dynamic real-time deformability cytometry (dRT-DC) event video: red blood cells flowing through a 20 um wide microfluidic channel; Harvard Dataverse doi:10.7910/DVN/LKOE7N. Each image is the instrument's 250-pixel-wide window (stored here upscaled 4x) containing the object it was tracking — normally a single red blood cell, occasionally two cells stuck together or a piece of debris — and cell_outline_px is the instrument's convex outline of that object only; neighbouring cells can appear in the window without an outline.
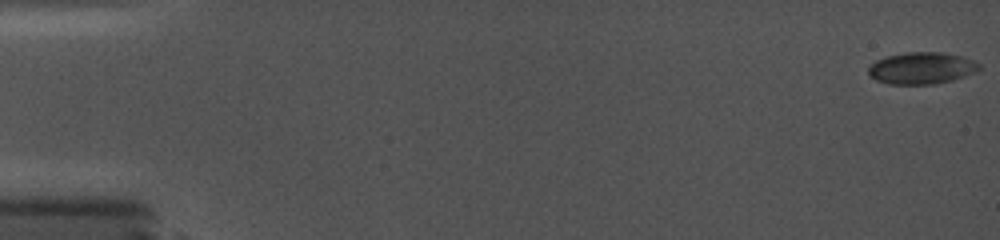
{"species": "common noctule bat (a hibernating species)", "species_latin": "Nyctalus noctula", "temperature_condition": "cold", "stored_images_in_passage": 61, "camera_frame_rate_fps": 5000, "um_per_image_px": 0.085, "animal": {"sex": "female", "body_mass_g": 19.0, "forearm_length_mm": 56.7}, "frame": {"image": 1, "passage_image": 1, "time_ms": 0.0, "image_size_px": [1000, 240], "cell_outline_px": [[980, 68], [976, 72], [952, 80], [936, 84], [888, 84], [876, 80], [868, 72], [868, 68], [876, 60], [888, 56], [904, 52], [940, 52], [964, 56], [980, 64]], "centroid_in_image_um": [78.36, 5.79], "position_along_channel_um": 6.6, "area_um2": 20.52}}
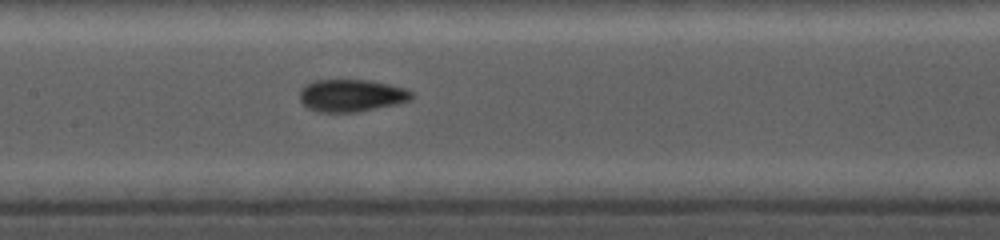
{"frame": {"image": 2, "passage_image": 36, "time_ms": 8.8, "image_size_px": [1000, 240], "cell_outline_px": [[412, 96], [408, 100], [396, 104], [356, 112], [320, 112], [308, 108], [300, 100], [300, 88], [304, 84], [316, 80], [368, 80], [388, 84], [404, 88], [412, 92]], "centroid_in_image_um": [29.82, 8.11], "position_along_channel_um": 177.6, "area_um2": 20.92}}
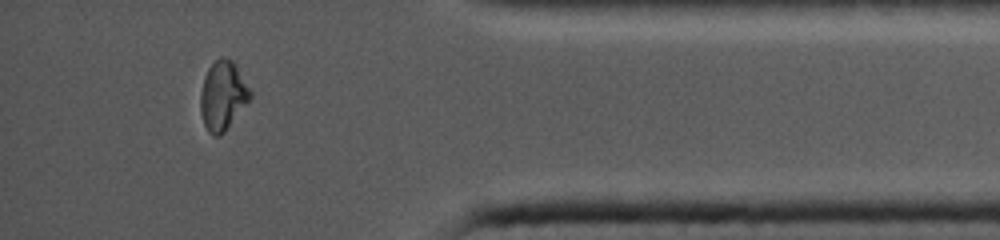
{"frame": {"image": 3, "passage_image": 58, "time_ms": 15.4, "image_size_px": [1000, 240], "cell_outline_px": [[252, 96], [224, 132], [220, 136], [212, 136], [208, 132], [204, 124], [200, 112], [200, 92], [204, 76], [208, 68], [220, 56], [224, 56], [232, 60], [236, 64], [252, 92]], "centroid_in_image_um": [18.92, 8.11], "position_along_channel_um": 416.3, "area_um2": 20.11}}